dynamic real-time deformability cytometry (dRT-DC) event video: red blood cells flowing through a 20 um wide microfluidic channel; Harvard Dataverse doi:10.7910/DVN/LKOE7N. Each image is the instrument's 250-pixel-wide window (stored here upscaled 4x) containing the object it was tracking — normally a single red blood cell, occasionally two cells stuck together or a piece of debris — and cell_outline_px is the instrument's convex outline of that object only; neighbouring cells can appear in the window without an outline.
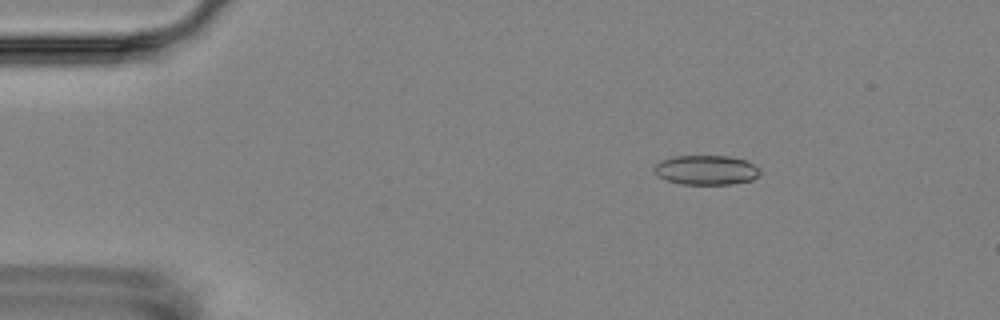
{"species": "Egyptian fruit bat (a non-hibernating species)", "species_latin": "Rousettus aegyptiacus", "temperature_condition": "room temperature", "stored_images_in_passage": 6, "camera_frame_rate_fps": 3000, "um_per_image_px": 0.085, "animal": {"sex": "female"}, "frame": {"image": 1, "passage_image": 3, "time_ms": 2.333, "image_size_px": [1000, 320], "cell_outline_px": [[760, 172], [752, 180], [732, 184], [680, 184], [668, 180], [660, 176], [652, 168], [660, 160], [672, 156], [728, 156], [744, 160], [760, 168]], "centroid_in_image_um": [60.01, 14.45], "position_along_channel_um": 25.0, "area_um2": 18.09}}
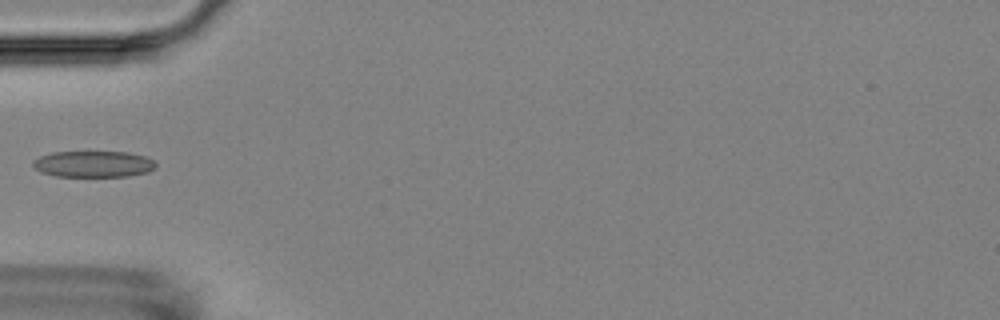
{"frame": {"image": 2, "passage_image": 5, "time_ms": 5.667, "image_size_px": [1000, 320], "cell_outline_px": [[156, 168], [148, 172], [128, 176], [56, 176], [40, 172], [32, 164], [32, 160], [40, 156], [52, 152], [128, 152], [144, 156], [152, 160], [156, 164]], "centroid_in_image_um": [7.93, 13.94], "position_along_channel_um": 77.1, "area_um2": 18.79}}
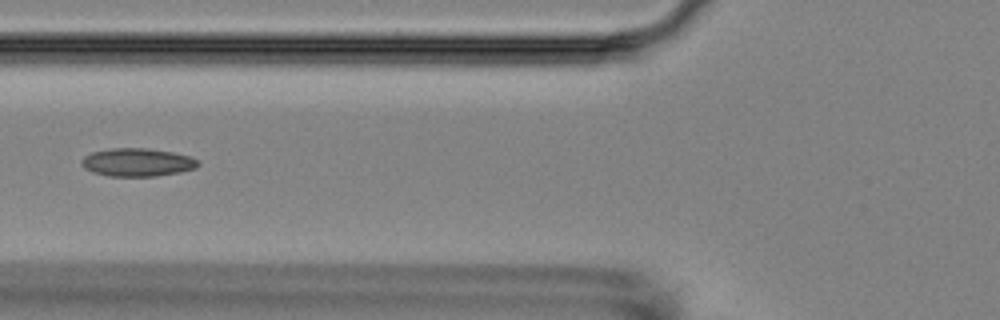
{"frame": {"image": 3, "passage_image": 6, "time_ms": 6.667, "image_size_px": [1000, 320], "cell_outline_px": [[200, 164], [196, 168], [180, 172], [156, 176], [108, 176], [92, 172], [84, 168], [80, 164], [80, 160], [84, 156], [92, 152], [112, 148], [148, 148], [172, 152], [188, 156], [196, 160]], "centroid_in_image_um": [11.63, 13.8], "position_along_channel_um": 114.2, "area_um2": 19.13}}